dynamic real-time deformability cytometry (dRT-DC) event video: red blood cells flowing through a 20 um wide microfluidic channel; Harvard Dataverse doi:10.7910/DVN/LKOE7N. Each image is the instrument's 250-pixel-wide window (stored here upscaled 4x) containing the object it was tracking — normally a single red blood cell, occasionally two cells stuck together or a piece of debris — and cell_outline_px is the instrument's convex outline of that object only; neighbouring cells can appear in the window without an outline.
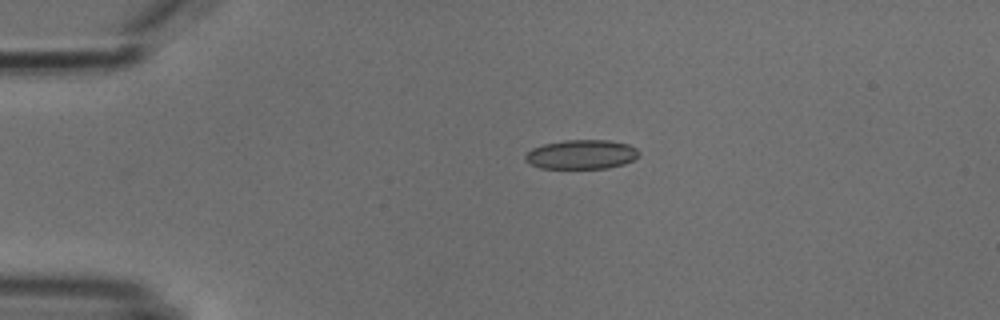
{"species": "common noctule bat (a hibernating species)", "species_latin": "Nyctalus noctula", "temperature_condition": "cold", "stored_images_in_passage": 2, "camera_frame_rate_fps": 3000, "um_per_image_px": 0.085, "animal": {"sex": "male", "body_mass_g": 18.8}, "frame": {"image": 1, "passage_image": 1, "time_ms": 0.0, "image_size_px": [1000, 320], "cell_outline_px": [[640, 156], [624, 164], [608, 168], [540, 168], [524, 160], [524, 156], [532, 148], [544, 144], [564, 140], [608, 140], [628, 144], [636, 148], [640, 152]], "centroid_in_image_um": [49.44, 13.12], "position_along_channel_um": 35.6, "area_um2": 19.42}}